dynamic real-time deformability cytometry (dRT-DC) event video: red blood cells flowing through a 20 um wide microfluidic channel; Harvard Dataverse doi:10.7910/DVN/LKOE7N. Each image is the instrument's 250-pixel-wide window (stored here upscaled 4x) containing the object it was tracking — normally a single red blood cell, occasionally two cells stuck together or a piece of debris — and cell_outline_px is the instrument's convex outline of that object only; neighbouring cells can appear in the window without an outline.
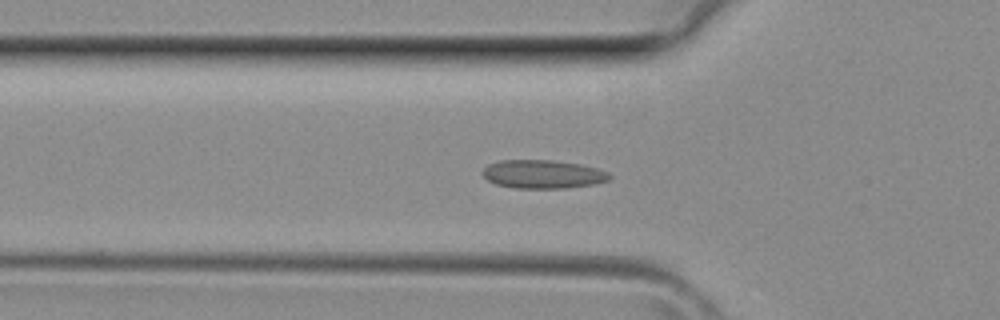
{"species": "common noctule bat (a hibernating species)", "species_latin": "Nyctalus noctula", "temperature_condition": "room temperature", "stored_images_in_passage": 39, "camera_frame_rate_fps": 3000, "um_per_image_px": 0.085, "animal": {"sex": "female", "body_mass_g": 29.2, "forearm_length_mm": 56.3}, "frame": {"image": 1, "passage_image": 12, "time_ms": 3.667, "image_size_px": [1000, 320], "cell_outline_px": [[612, 176], [608, 180], [592, 184], [564, 188], [512, 188], [496, 184], [488, 180], [480, 172], [488, 164], [500, 160], [552, 160], [580, 164], [596, 168], [608, 172]], "centroid_in_image_um": [46.11, 14.8], "position_along_channel_um": 79.7, "area_um2": 21.04}}
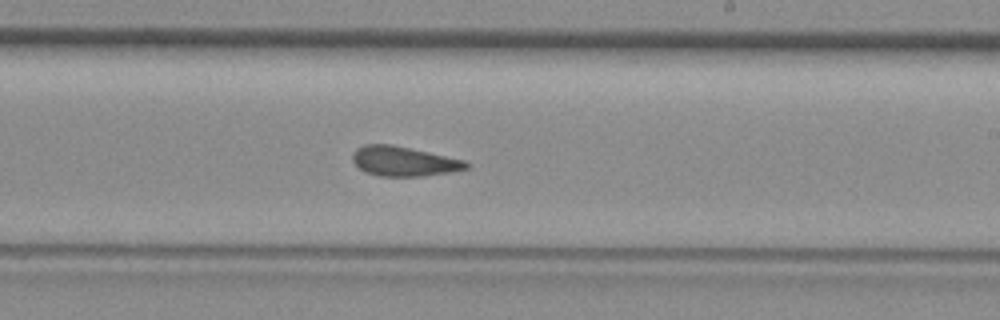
{"frame": {"image": 2, "passage_image": 22, "time_ms": 7.0, "image_size_px": [1000, 320], "cell_outline_px": [[468, 168], [452, 172], [424, 176], [376, 176], [364, 172], [352, 160], [352, 152], [356, 148], [364, 144], [392, 144], [464, 160], [468, 164]], "centroid_in_image_um": [34.27, 13.71], "position_along_channel_um": 254.7, "area_um2": 19.71}}
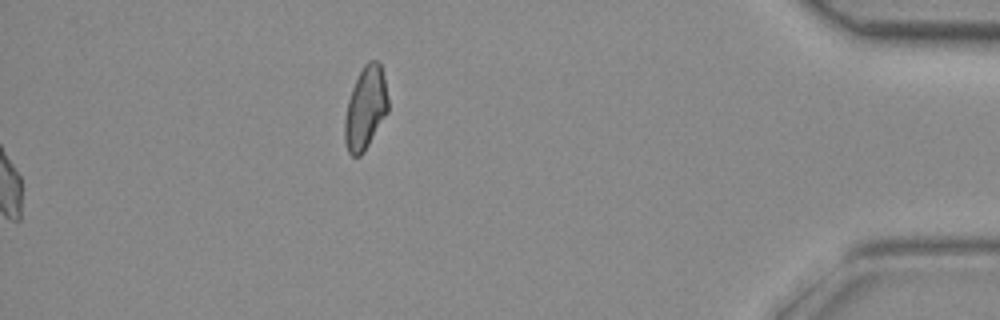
{"frame": {"image": 3, "passage_image": 39, "time_ms": 12.667, "image_size_px": [1000, 320], "cell_outline_px": [[388, 112], [364, 152], [360, 156], [352, 156], [348, 152], [344, 140], [344, 120], [348, 100], [352, 88], [364, 64], [368, 60], [380, 60], [388, 100]], "centroid_in_image_um": [31.06, 9.19], "position_along_channel_um": 404.1, "area_um2": 20.92}}